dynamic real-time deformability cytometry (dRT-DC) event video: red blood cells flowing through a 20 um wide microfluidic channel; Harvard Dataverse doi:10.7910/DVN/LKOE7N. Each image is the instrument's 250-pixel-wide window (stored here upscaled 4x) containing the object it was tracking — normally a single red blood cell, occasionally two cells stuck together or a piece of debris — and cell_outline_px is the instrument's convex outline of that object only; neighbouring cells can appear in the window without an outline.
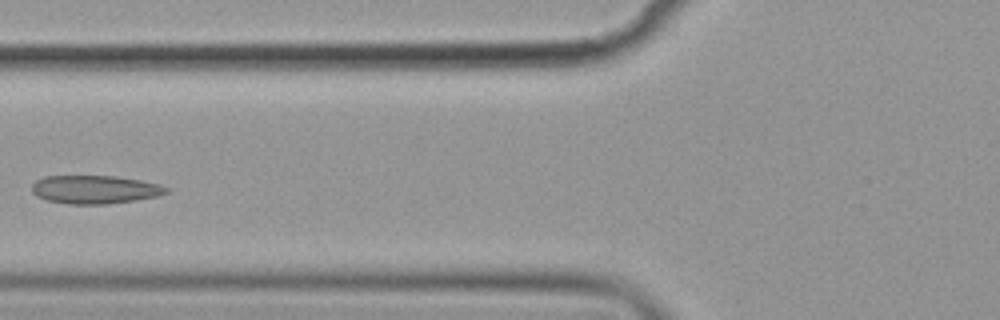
{"species": "common noctule bat (a hibernating species)", "species_latin": "Nyctalus noctula", "temperature_condition": "cold", "stored_images_in_passage": 8, "camera_frame_rate_fps": 3000, "um_per_image_px": 0.085, "animal": {"sex": "female", "body_mass_g": 19.9}, "frame": {"image": 1, "passage_image": 6, "time_ms": 7.0, "image_size_px": [1000, 320], "cell_outline_px": [[168, 192], [160, 196], [136, 200], [108, 204], [68, 204], [48, 200], [36, 196], [32, 192], [32, 184], [36, 180], [44, 176], [116, 176], [140, 180], [160, 184], [168, 188]], "centroid_in_image_um": [8.08, 16.11], "position_along_channel_um": 117.7, "area_um2": 22.31}}
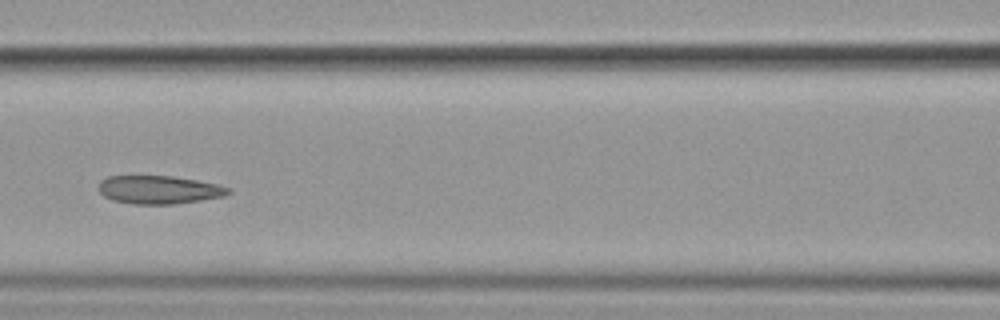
{"frame": {"image": 2, "passage_image": 7, "time_ms": 8.0, "image_size_px": [1000, 320], "cell_outline_px": [[232, 192], [224, 196], [176, 204], [132, 204], [112, 200], [104, 196], [100, 192], [100, 180], [108, 176], [172, 176], [196, 180], [216, 184], [232, 188]], "centroid_in_image_um": [13.53, 16.13], "position_along_channel_um": 153.1, "area_um2": 21.33}}
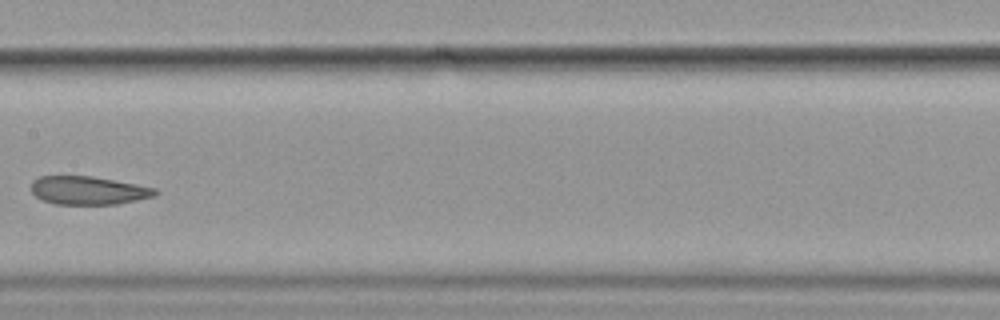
{"frame": {"image": 3, "passage_image": 8, "time_ms": 9.333, "image_size_px": [1000, 320], "cell_outline_px": [[160, 192], [156, 196], [116, 204], [56, 204], [40, 200], [32, 192], [32, 180], [40, 176], [92, 176], [136, 184], [156, 188]], "centroid_in_image_um": [7.52, 16.19], "position_along_channel_um": 199.9, "area_um2": 20.52}}